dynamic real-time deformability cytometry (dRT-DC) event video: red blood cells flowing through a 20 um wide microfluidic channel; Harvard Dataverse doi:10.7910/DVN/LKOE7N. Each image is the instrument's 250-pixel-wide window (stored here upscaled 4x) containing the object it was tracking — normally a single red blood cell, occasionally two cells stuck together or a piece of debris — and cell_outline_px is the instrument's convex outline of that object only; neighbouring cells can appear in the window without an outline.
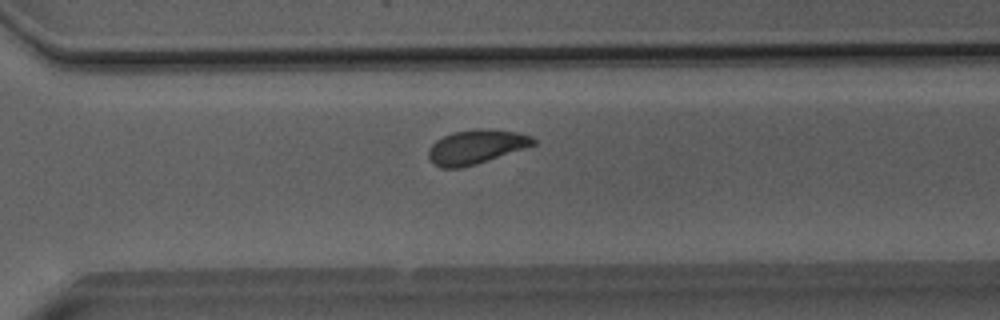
{"species": "Egyptian fruit bat (a non-hibernating species)", "species_latin": "Rousettus aegyptiacus", "temperature_condition": "room temperature", "stored_images_in_passage": 44, "camera_frame_rate_fps": 3000, "um_per_image_px": 0.085, "animal": {"sex": "male"}, "frame": {"image": 1, "passage_image": 29, "time_ms": 9.333, "image_size_px": [1000, 320], "cell_outline_px": [[536, 144], [476, 164], [460, 168], [440, 168], [432, 164], [428, 156], [428, 152], [432, 144], [436, 140], [452, 132], [476, 128], [484, 128], [516, 132], [532, 136], [536, 140]], "centroid_in_image_um": [40.44, 12.48], "position_along_channel_um": 330.2, "area_um2": 20.87}}
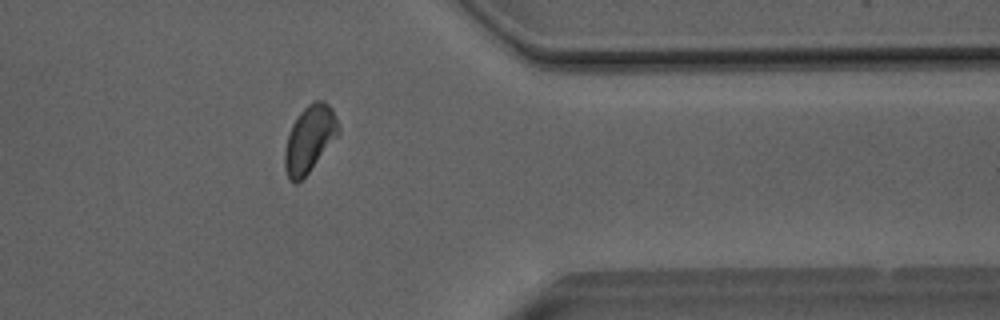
{"frame": {"image": 2, "passage_image": 34, "time_ms": 11.0, "image_size_px": [1000, 320], "cell_outline_px": [[340, 132], [308, 172], [296, 184], [292, 184], [288, 180], [284, 168], [284, 152], [288, 136], [292, 124], [300, 112], [308, 104], [316, 100], [324, 100], [332, 108], [340, 128]], "centroid_in_image_um": [26.29, 11.81], "position_along_channel_um": 385.1, "area_um2": 20.69}}
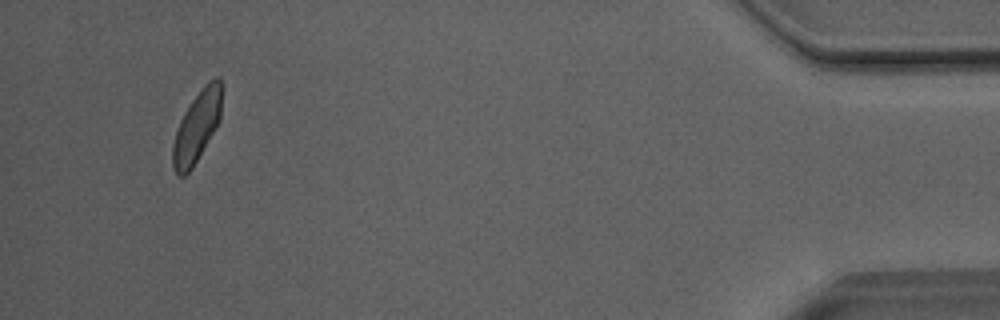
{"frame": {"image": 3, "passage_image": 41, "time_ms": 13.333, "image_size_px": [1000, 320], "cell_outline_px": [[220, 120], [192, 168], [184, 176], [180, 176], [172, 168], [172, 144], [180, 120], [184, 112], [192, 100], [204, 84], [208, 80], [216, 76], [220, 76]], "centroid_in_image_um": [16.71, 10.77], "position_along_channel_um": 418.5, "area_um2": 19.94}, "authors_computed_cell_mechanics": {"area_um2": 20.8658, "velocity_mm_per_s": 4.0205, "shape_relaxation_time_tau1_ms": 2.9439, "shape_relaxation_time_tau2_ms": 1.1223, "deformation_change_tau1": 0.0976, "deformation_change_tau2": 0.0602}}